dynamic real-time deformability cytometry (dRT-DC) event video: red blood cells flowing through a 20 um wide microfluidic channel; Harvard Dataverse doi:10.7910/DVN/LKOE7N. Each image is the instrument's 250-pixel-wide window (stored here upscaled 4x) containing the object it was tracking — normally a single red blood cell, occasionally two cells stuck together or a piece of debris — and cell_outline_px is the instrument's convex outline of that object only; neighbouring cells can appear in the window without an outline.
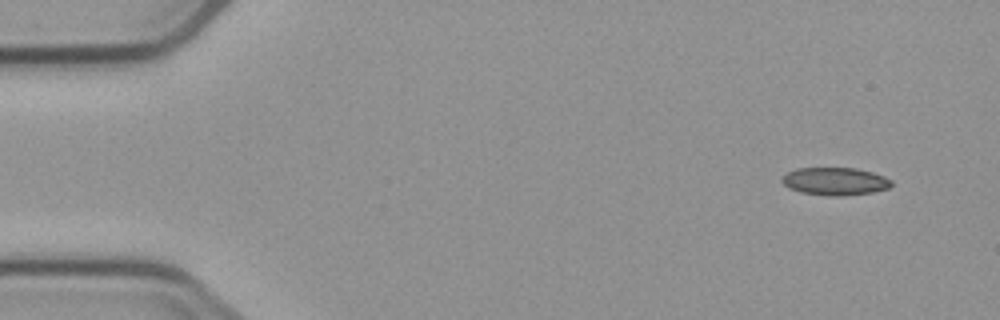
{"species": "common noctule bat (a hibernating species)", "species_latin": "Nyctalus noctula", "temperature_condition": "cold", "stored_images_in_passage": 5, "segment_of_instrument_passage": [1, 2], "camera_frame_rate_fps": 3000, "um_per_image_px": 0.085, "animal": {"sex": "male", "body_mass_g": 23.1, "forearm_length_mm": 52.7}, "frame": {"image": 1, "passage_image": 1, "time_ms": 0.0, "image_size_px": [1000, 320], "cell_outline_px": [[892, 184], [888, 188], [872, 192], [844, 196], [832, 196], [800, 192], [788, 188], [780, 180], [788, 172], [796, 168], [856, 168], [872, 172], [884, 176], [892, 180]], "centroid_in_image_um": [70.98, 15.41], "position_along_channel_um": 14.0, "area_um2": 17.69}}
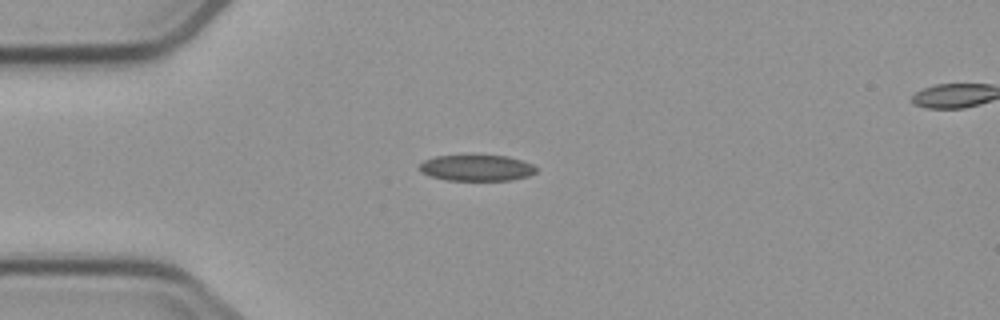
{"frame": {"image": 2, "passage_image": 4, "time_ms": 3.333, "image_size_px": [1000, 320], "cell_outline_px": [[536, 172], [528, 176], [512, 180], [448, 180], [432, 176], [420, 172], [420, 164], [424, 160], [436, 156], [472, 152], [508, 156], [532, 164], [536, 168]], "centroid_in_image_um": [40.5, 14.21], "position_along_channel_um": 44.5, "area_um2": 18.5}}